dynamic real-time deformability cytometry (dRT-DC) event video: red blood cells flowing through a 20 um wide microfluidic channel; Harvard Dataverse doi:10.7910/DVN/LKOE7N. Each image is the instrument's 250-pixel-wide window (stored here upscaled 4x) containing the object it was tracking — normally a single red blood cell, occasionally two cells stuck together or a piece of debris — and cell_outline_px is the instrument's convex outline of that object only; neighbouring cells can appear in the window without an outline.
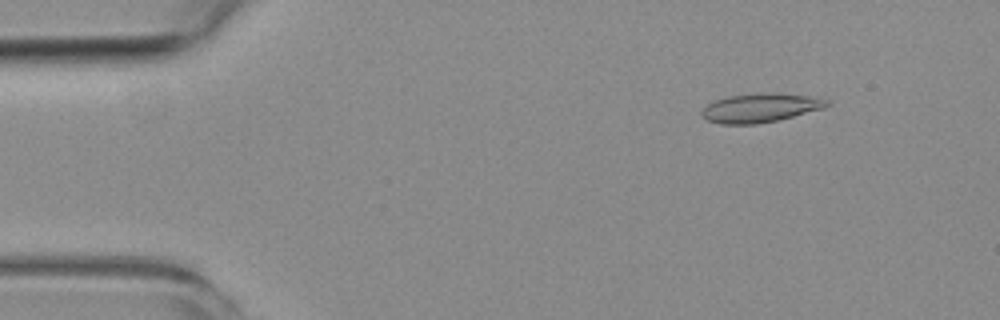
{"species": "common noctule bat (a hibernating species)", "species_latin": "Nyctalus noctula", "temperature_condition": "room temperature", "stored_images_in_passage": 6, "camera_frame_rate_fps": 3000, "um_per_image_px": 0.085, "animal": {"sex": "female", "body_mass_g": 19.3, "forearm_length_mm": 54.1}, "frame": {"image": 1, "passage_image": 2, "time_ms": 1.667, "image_size_px": [1000, 320], "cell_outline_px": [[832, 104], [824, 108], [776, 120], [756, 124], [720, 124], [708, 120], [700, 112], [708, 104], [716, 100], [728, 96], [756, 92], [776, 92], [804, 96], [828, 100]], "centroid_in_image_um": [64.62, 9.15], "position_along_channel_um": 20.4, "area_um2": 20.92}}
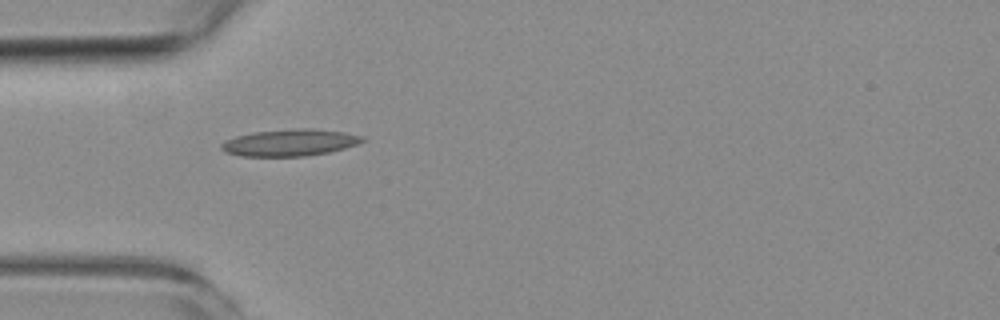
{"frame": {"image": 2, "passage_image": 5, "time_ms": 5.0, "image_size_px": [1000, 320], "cell_outline_px": [[364, 140], [356, 144], [344, 148], [328, 152], [304, 156], [240, 156], [224, 152], [220, 148], [220, 144], [224, 140], [236, 136], [252, 132], [296, 128], [312, 128], [344, 132], [364, 136]], "centroid_in_image_um": [24.58, 12.11], "position_along_channel_um": 60.4, "area_um2": 22.08}}
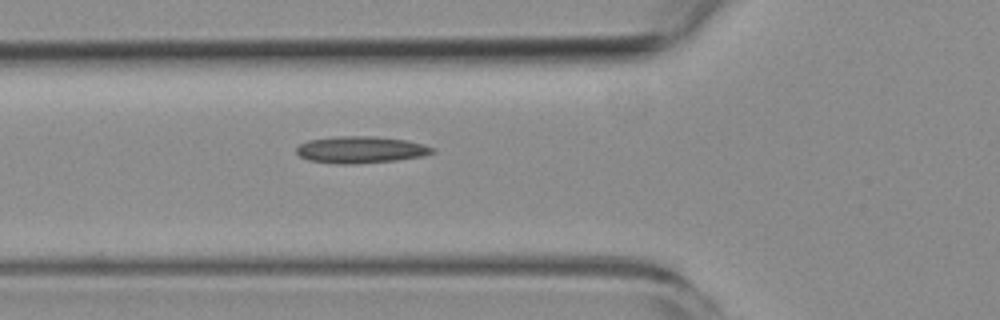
{"frame": {"image": 3, "passage_image": 6, "time_ms": 6.0, "image_size_px": [1000, 320], "cell_outline_px": [[436, 152], [424, 156], [396, 160], [356, 164], [336, 164], [308, 160], [300, 156], [296, 152], [296, 148], [300, 144], [308, 140], [340, 136], [376, 136], [408, 140], [424, 144], [436, 148]], "centroid_in_image_um": [30.71, 12.72], "position_along_channel_um": 95.1, "area_um2": 21.5}}